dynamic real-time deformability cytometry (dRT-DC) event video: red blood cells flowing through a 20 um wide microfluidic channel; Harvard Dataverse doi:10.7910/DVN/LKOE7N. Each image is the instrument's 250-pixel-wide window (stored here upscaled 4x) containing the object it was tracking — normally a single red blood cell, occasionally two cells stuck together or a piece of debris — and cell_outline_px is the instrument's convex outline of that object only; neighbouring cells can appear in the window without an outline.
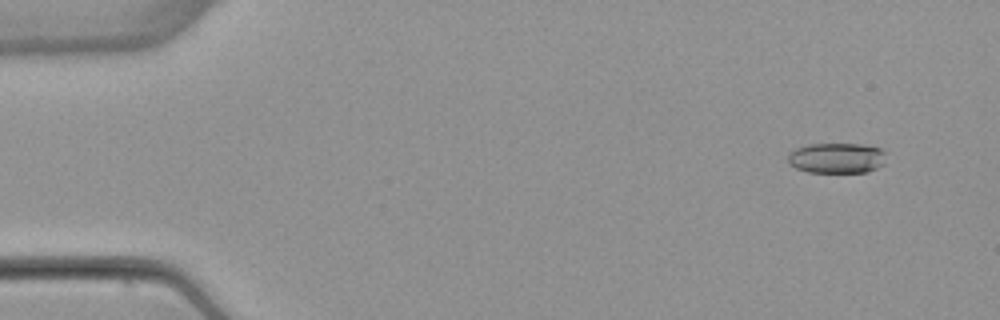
{"species": "common noctule bat (a hibernating species)", "species_latin": "Nyctalus noctula", "temperature_condition": "warm", "stored_images_in_passage": 53, "camera_frame_rate_fps": 3000, "um_per_image_px": 0.085, "animal": {"sex": "female", "body_mass_g": 22.7, "forearm_length_mm": 54.2}, "frame": {"image": 1, "passage_image": 4, "time_ms": 1.0, "image_size_px": [1000, 320], "cell_outline_px": [[884, 164], [868, 172], [808, 172], [796, 168], [788, 164], [788, 152], [796, 148], [808, 144], [860, 144], [880, 148], [884, 152]], "centroid_in_image_um": [71.08, 13.43], "position_along_channel_um": 13.9, "area_um2": 17.46}}
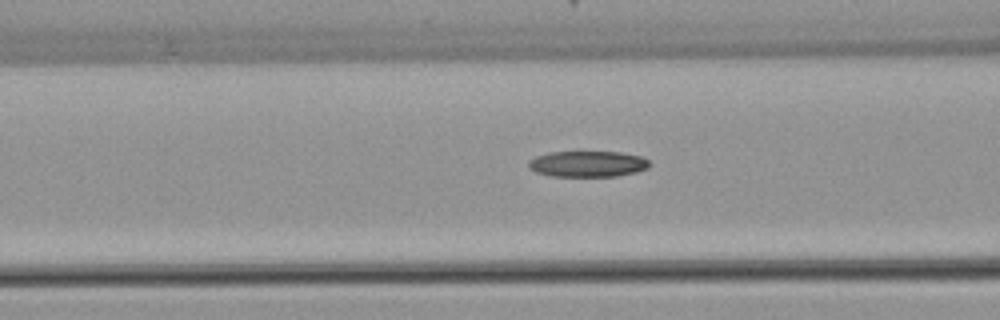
{"frame": {"image": 2, "passage_image": 21, "time_ms": 6.667, "image_size_px": [1000, 320], "cell_outline_px": [[652, 164], [648, 168], [636, 172], [616, 176], [552, 176], [536, 172], [528, 168], [528, 160], [536, 156], [548, 152], [620, 152], [640, 156], [648, 160]], "centroid_in_image_um": [49.94, 13.93], "position_along_channel_um": 116.7, "area_um2": 18.38}}
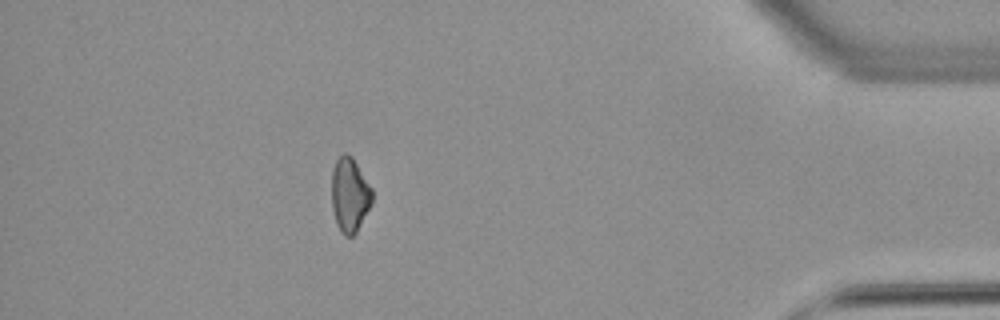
{"frame": {"image": 3, "passage_image": 47, "time_ms": 15.333, "image_size_px": [1000, 320], "cell_outline_px": [[372, 204], [356, 232], [352, 236], [344, 236], [340, 232], [336, 224], [332, 208], [332, 168], [336, 160], [344, 152], [348, 152], [352, 156], [372, 188]], "centroid_in_image_um": [29.72, 16.56], "position_along_channel_um": 405.5, "area_um2": 17.74}}